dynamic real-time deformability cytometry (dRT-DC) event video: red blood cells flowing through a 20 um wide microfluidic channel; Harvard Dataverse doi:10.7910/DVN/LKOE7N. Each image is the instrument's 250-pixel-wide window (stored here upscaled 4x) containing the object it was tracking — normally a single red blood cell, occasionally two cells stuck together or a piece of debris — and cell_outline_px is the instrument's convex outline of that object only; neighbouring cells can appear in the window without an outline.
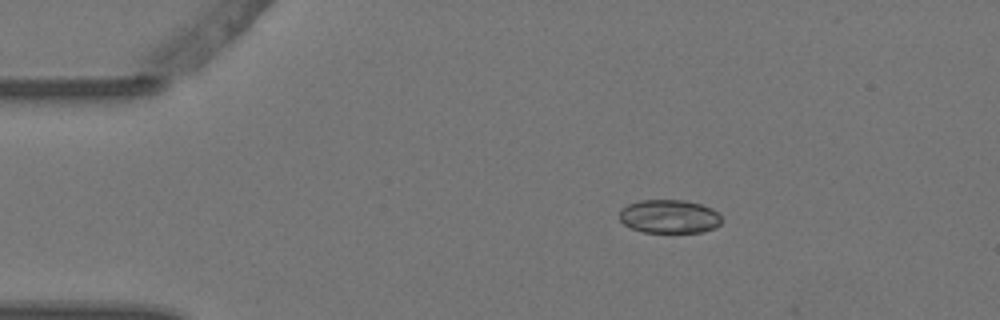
{"species": "Egyptian fruit bat (a non-hibernating species)", "species_latin": "Rousettus aegyptiacus", "temperature_condition": "warm", "stored_images_in_passage": 2, "camera_frame_rate_fps": 3000, "um_per_image_px": 0.085, "animal": {"sex": "female"}, "frame": {"image": 1, "passage_image": 2, "time_ms": 0.333, "image_size_px": [1000, 320], "cell_outline_px": [[720, 224], [704, 232], [644, 232], [632, 228], [624, 224], [620, 220], [620, 208], [628, 204], [640, 200], [684, 200], [700, 204], [712, 208], [720, 216]], "centroid_in_image_um": [56.86, 18.39], "position_along_channel_um": 28.1, "area_um2": 19.88}}